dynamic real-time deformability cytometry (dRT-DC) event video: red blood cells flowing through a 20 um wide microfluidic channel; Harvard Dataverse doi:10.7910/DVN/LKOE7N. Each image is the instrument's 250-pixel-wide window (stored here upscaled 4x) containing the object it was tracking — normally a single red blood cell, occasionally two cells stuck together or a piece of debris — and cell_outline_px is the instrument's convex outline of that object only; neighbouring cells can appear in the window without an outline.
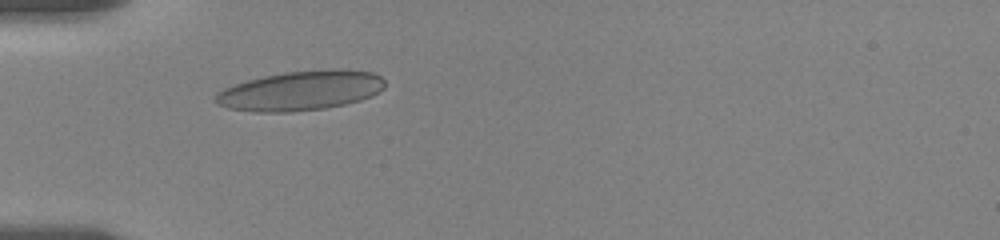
{"species": "human", "species_latin": "Homo sapiens", "temperature_condition": "room temperature", "stored_images_in_passage": 24, "camera_frame_rate_fps": 3000, "um_per_image_px": 0.085, "donor": {"sex": "female"}, "frame": {"image": 1, "passage_image": 5, "time_ms": 3.0, "image_size_px": [1000, 240], "cell_outline_px": [[384, 88], [372, 96], [360, 100], [344, 104], [324, 108], [292, 112], [252, 112], [228, 108], [216, 104], [212, 100], [216, 92], [224, 88], [248, 80], [264, 76], [284, 72], [332, 68], [336, 68], [372, 72], [380, 76], [384, 80]], "centroid_in_image_um": [25.52, 7.7], "position_along_channel_um": 59.5, "area_um2": 39.36}}
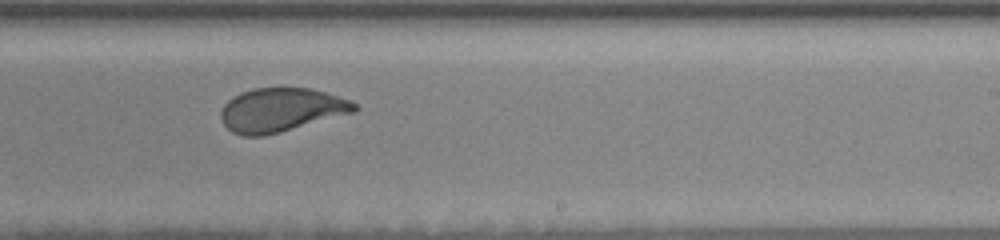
{"frame": {"image": 2, "passage_image": 14, "time_ms": 9.0, "image_size_px": [1000, 240], "cell_outline_px": [[360, 108], [356, 112], [280, 132], [264, 136], [244, 136], [232, 132], [224, 124], [220, 116], [220, 112], [224, 104], [228, 100], [244, 92], [256, 88], [308, 88], [324, 92], [352, 100]], "centroid_in_image_um": [23.93, 9.35], "position_along_channel_um": 265.1, "area_um2": 33.93}}
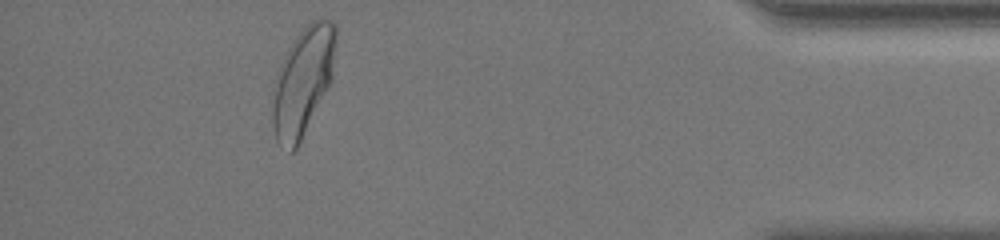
{"frame": {"image": 3, "passage_image": 22, "time_ms": 14.333, "image_size_px": [1000, 240], "cell_outline_px": [[336, 44], [332, 76], [296, 148], [292, 152], [288, 152], [280, 148], [276, 140], [272, 124], [272, 108], [280, 64], [296, 36], [312, 20], [320, 16], [324, 16], [332, 20], [336, 24]], "centroid_in_image_um": [25.76, 6.87], "position_along_channel_um": 409.4, "area_um2": 39.07}, "authors_computed_cell_mechanics": {"area_um2": 35.4314, "velocity_mm_per_s": 3.5227, "shape_relaxation_time_tau1_ms": 4.009, "shape_relaxation_time_tau2_ms": null, "deformation_change_tau1": 0.1375, "deformation_change_tau2": null}}